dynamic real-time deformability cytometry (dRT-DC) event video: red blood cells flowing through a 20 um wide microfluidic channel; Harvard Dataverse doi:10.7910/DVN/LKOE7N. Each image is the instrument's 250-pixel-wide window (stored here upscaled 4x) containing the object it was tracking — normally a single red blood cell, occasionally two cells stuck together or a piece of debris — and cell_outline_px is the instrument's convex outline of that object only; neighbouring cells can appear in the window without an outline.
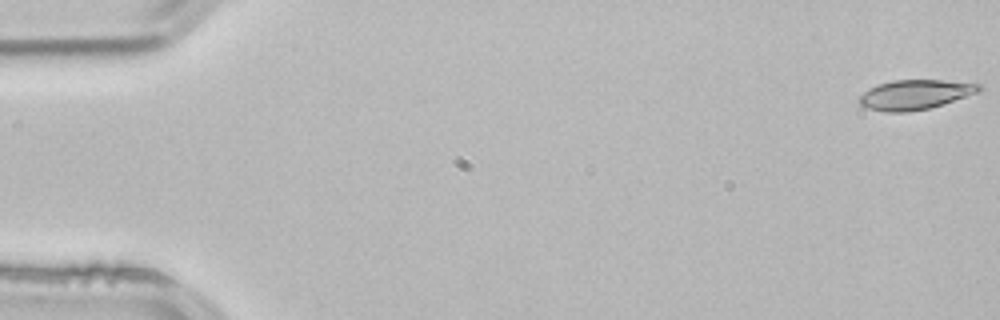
{"species": "common noctule bat (a hibernating species)", "species_latin": "Nyctalus noctula", "temperature_condition": "room temperature", "stored_images_in_passage": 3, "camera_frame_rate_fps": 3000, "um_per_image_px": 0.085, "animal": {"sex": "male", "body_mass_g": 21.5, "forearm_length_mm": 52.0}, "frame": {"image": 1, "passage_image": 1, "time_ms": 0.0, "image_size_px": [1000, 320], "cell_outline_px": [[984, 88], [976, 92], [928, 108], [908, 112], [884, 112], [868, 108], [860, 104], [860, 96], [868, 88], [876, 84], [892, 80], [940, 80], [980, 84]], "centroid_in_image_um": [77.71, 8.03], "position_along_channel_um": 7.3, "area_um2": 20.35}}